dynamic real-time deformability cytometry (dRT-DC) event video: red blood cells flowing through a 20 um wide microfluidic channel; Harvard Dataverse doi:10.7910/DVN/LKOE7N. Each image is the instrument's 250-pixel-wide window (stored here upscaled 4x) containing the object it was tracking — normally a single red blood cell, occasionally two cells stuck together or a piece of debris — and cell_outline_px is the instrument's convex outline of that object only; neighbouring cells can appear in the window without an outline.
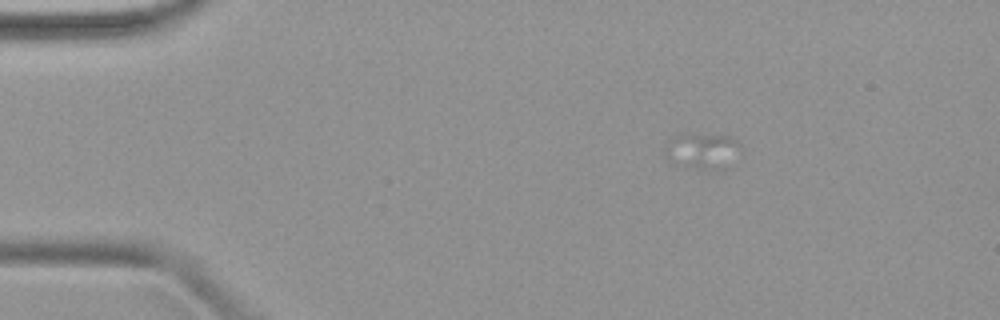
{"species": "common noctule bat (a hibernating species)", "species_latin": "Nyctalus noctula", "temperature_condition": "warm", "stored_images_in_passage": 14, "camera_frame_rate_fps": 3000, "um_per_image_px": 0.085, "animal": {"sex": "female", "body_mass_g": 19.9}, "frame": {"image": 1, "passage_image": 2, "time_ms": 0.333, "image_size_px": [1000, 320], "cell_outline_px": [[740, 144], [708, 168], [688, 168], [664, 156], [664, 140], [680, 132], [688, 132], [728, 136], [736, 140]], "centroid_in_image_um": [59.33, 12.65], "position_along_channel_um": 25.7, "area_um2": 14.28}}
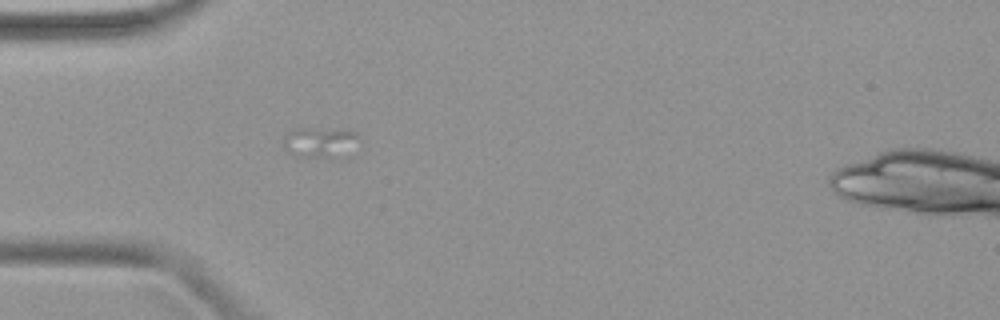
{"frame": {"image": 2, "passage_image": 9, "time_ms": 2.667, "image_size_px": [1000, 320], "cell_outline_px": [[360, 136], [324, 156], [296, 156], [284, 148], [284, 136], [296, 128], [308, 128], [356, 132]], "centroid_in_image_um": [26.89, 12.01], "position_along_channel_um": 58.1, "area_um2": 11.21}}